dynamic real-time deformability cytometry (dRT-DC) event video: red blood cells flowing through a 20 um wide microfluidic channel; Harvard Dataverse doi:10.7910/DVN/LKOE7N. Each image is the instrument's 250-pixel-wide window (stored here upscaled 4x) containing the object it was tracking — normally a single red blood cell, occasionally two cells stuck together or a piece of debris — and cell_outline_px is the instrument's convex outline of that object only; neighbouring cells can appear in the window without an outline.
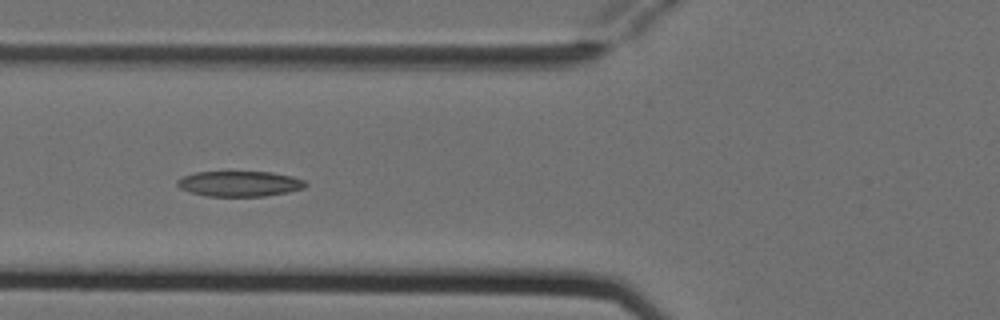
{"species": "Egyptian fruit bat (a non-hibernating species)", "species_latin": "Rousettus aegyptiacus", "temperature_condition": "cold", "stored_images_in_passage": 6, "camera_frame_rate_fps": 3000, "um_per_image_px": 0.085, "animal": {"sex": "female"}, "frame": {"image": 1, "passage_image": 5, "time_ms": 1.333, "image_size_px": [1000, 320], "cell_outline_px": [[308, 184], [304, 188], [288, 192], [264, 196], [208, 196], [188, 192], [180, 188], [176, 184], [176, 180], [184, 176], [196, 172], [272, 172], [292, 176], [304, 180]], "centroid_in_image_um": [20.36, 15.62], "position_along_channel_um": 105.4, "area_um2": 19.02}}
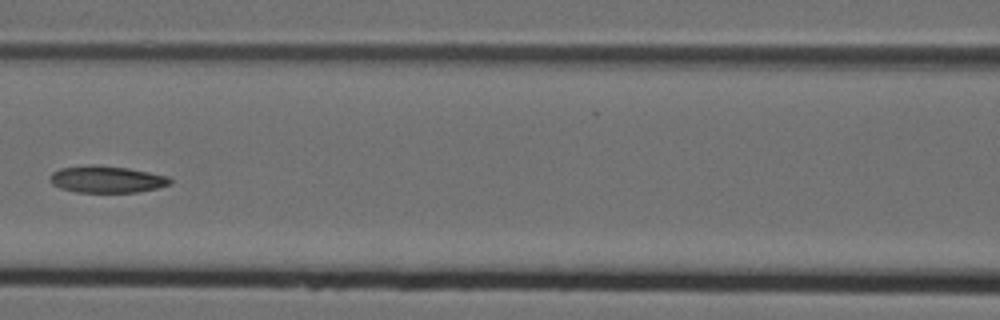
{"frame": {"image": 2, "passage_image": 6, "time_ms": 1.667, "image_size_px": [1000, 320], "cell_outline_px": [[172, 184], [156, 188], [136, 192], [76, 192], [60, 188], [52, 184], [48, 176], [52, 172], [60, 168], [88, 164], [96, 164], [128, 168], [168, 176], [172, 180]], "centroid_in_image_um": [9.04, 15.23], "position_along_channel_um": 157.6, "area_um2": 18.96}}